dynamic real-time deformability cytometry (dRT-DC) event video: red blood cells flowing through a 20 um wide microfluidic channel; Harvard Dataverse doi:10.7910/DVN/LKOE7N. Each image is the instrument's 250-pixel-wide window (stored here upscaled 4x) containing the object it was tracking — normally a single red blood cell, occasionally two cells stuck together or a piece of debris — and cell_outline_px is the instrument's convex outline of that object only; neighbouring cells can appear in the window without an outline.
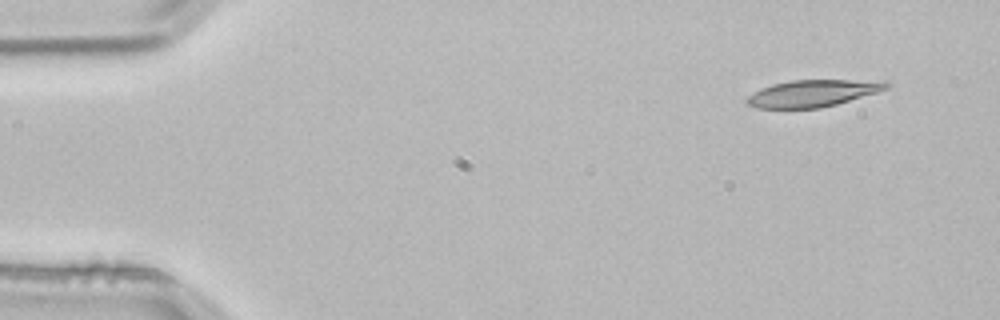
{"species": "common noctule bat (a hibernating species)", "species_latin": "Nyctalus noctula", "temperature_condition": "room temperature", "stored_images_in_passage": 3, "camera_frame_rate_fps": 3000, "um_per_image_px": 0.085, "animal": {"sex": "male", "body_mass_g": 21.5, "forearm_length_mm": 52.0}, "frame": {"image": 1, "passage_image": 1, "time_ms": 0.0, "image_size_px": [1000, 320], "cell_outline_px": [[892, 84], [888, 88], [876, 92], [836, 104], [820, 108], [756, 108], [748, 104], [744, 100], [748, 96], [760, 88], [772, 84], [792, 80], [888, 80]], "centroid_in_image_um": [69.1, 7.91], "position_along_channel_um": 15.9, "area_um2": 21.91}}
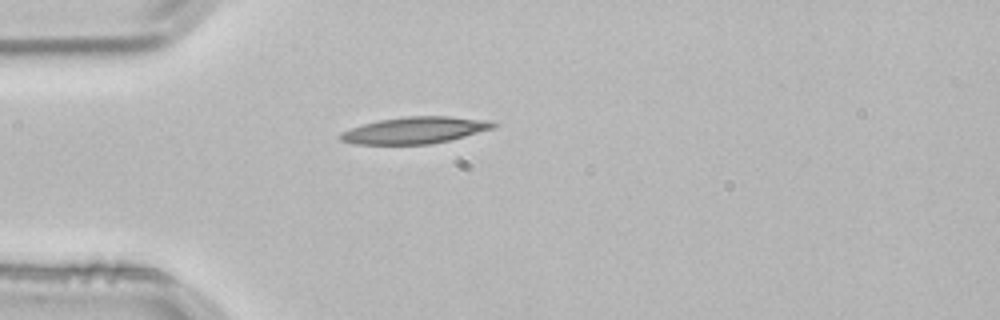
{"frame": {"image": 2, "passage_image": 3, "time_ms": 0.667, "image_size_px": [1000, 320], "cell_outline_px": [[496, 128], [432, 144], [356, 144], [340, 140], [340, 132], [364, 124], [380, 120], [408, 116], [448, 116], [488, 120], [496, 124]], "centroid_in_image_um": [35.29, 11.07], "position_along_channel_um": 49.7, "area_um2": 23.52}}